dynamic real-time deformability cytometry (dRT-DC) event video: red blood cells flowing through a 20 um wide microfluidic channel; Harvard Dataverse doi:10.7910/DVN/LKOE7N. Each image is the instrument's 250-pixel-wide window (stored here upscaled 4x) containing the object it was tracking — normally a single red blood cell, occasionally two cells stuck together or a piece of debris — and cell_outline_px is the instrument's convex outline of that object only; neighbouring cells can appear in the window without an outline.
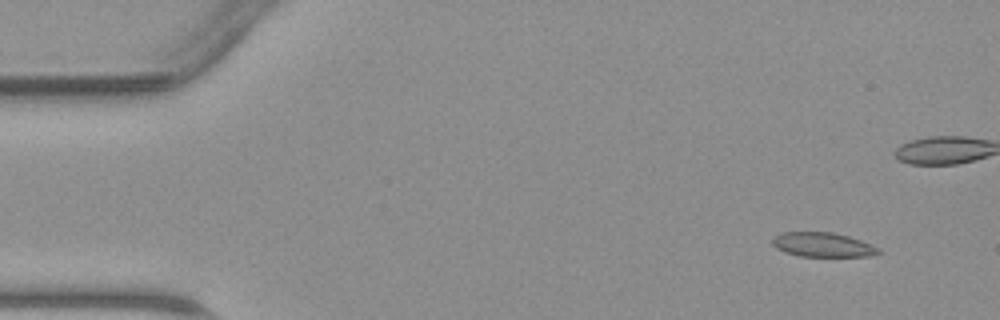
{"species": "common noctule bat (a hibernating species)", "species_latin": "Nyctalus noctula", "temperature_condition": "warm", "stored_images_in_passage": 44, "camera_frame_rate_fps": 3000, "um_per_image_px": 0.085, "animal": {"sex": "male", "body_mass_g": 23.1, "forearm_length_mm": 52.7}, "frame": {"image": 1, "passage_image": 1, "time_ms": 0.0, "image_size_px": [1000, 320], "cell_outline_px": [[880, 252], [872, 256], [800, 256], [784, 252], [776, 248], [772, 244], [772, 236], [780, 232], [832, 232], [848, 236], [860, 240], [880, 248]], "centroid_in_image_um": [69.89, 20.79], "position_along_channel_um": 15.1, "area_um2": 15.14}}
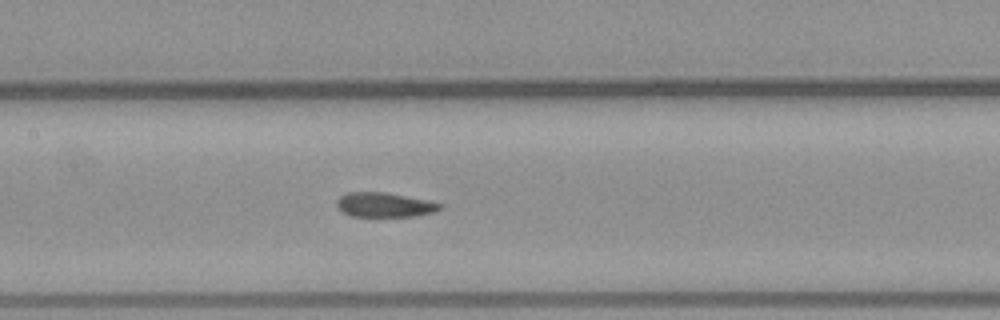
{"frame": {"image": 2, "passage_image": 19, "time_ms": 6.0, "image_size_px": [1000, 320], "cell_outline_px": [[444, 208], [436, 212], [416, 216], [352, 216], [344, 212], [336, 204], [336, 200], [340, 196], [348, 192], [384, 192], [428, 200], [444, 204]], "centroid_in_image_um": [32.75, 17.41], "position_along_channel_um": 174.6, "area_um2": 14.8}}
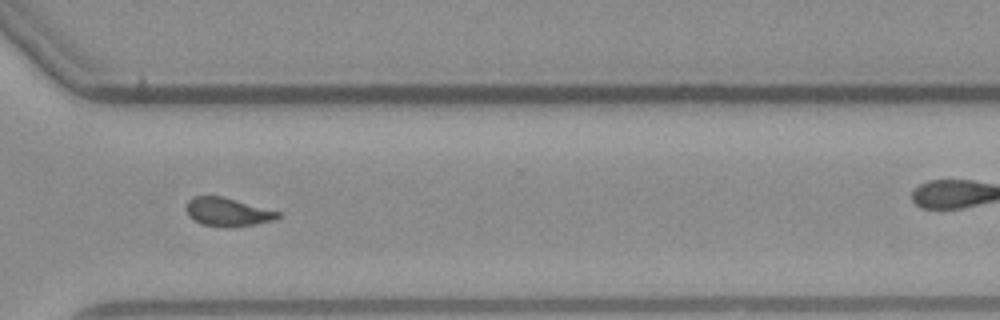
{"frame": {"image": 3, "passage_image": 31, "time_ms": 10.0, "image_size_px": [1000, 320], "cell_outline_px": [[280, 216], [276, 220], [252, 224], [204, 224], [188, 216], [184, 208], [188, 200], [192, 196], [224, 196], [280, 212]], "centroid_in_image_um": [19.32, 17.95], "position_along_channel_um": 351.3, "area_um2": 14.57}}